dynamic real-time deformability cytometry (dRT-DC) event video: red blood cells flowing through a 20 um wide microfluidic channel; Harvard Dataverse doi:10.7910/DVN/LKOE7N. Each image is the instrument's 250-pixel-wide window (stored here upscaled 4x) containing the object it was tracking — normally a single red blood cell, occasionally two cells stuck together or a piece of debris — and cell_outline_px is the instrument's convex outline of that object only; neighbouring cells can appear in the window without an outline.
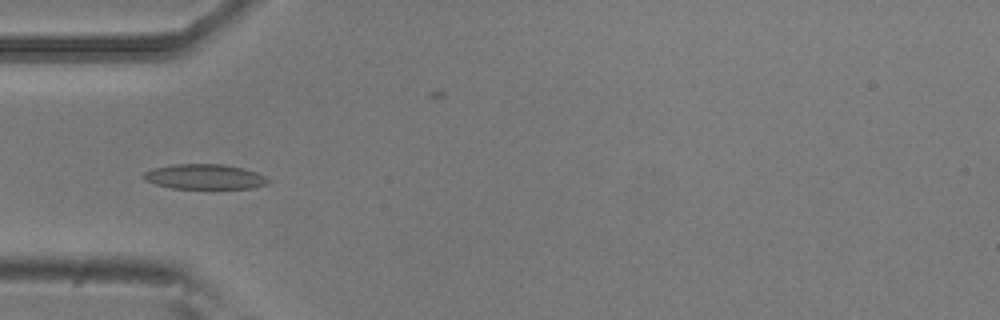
{"species": "common noctule bat (a hibernating species)", "species_latin": "Nyctalus noctula", "temperature_condition": "room temperature", "stored_images_in_passage": 55, "camera_frame_rate_fps": 3000, "um_per_image_px": 0.085, "animal": {"sex": "male", "body_mass_g": 20.5, "forearm_length_mm": 52.5}, "frame": {"image": 1, "passage_image": 17, "time_ms": 5.333, "image_size_px": [1000, 320], "cell_outline_px": [[268, 184], [252, 188], [172, 188], [156, 184], [144, 180], [144, 172], [152, 168], [176, 164], [220, 164], [244, 168], [256, 172], [264, 176], [268, 180]], "centroid_in_image_um": [17.39, 15.01], "position_along_channel_um": 67.6, "area_um2": 17.98}}
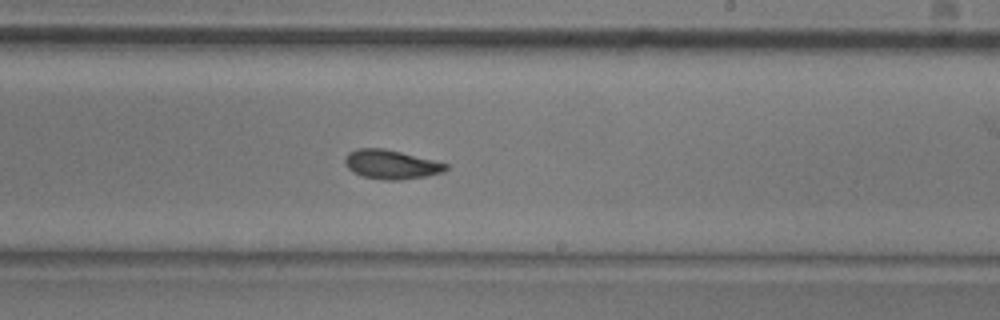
{"frame": {"image": 2, "passage_image": 32, "time_ms": 10.333, "image_size_px": [1000, 320], "cell_outline_px": [[448, 168], [444, 172], [424, 176], [400, 180], [388, 180], [364, 176], [352, 172], [344, 164], [344, 160], [348, 152], [356, 148], [384, 148], [448, 164]], "centroid_in_image_um": [33.21, 13.97], "position_along_channel_um": 255.8, "area_um2": 16.94}}
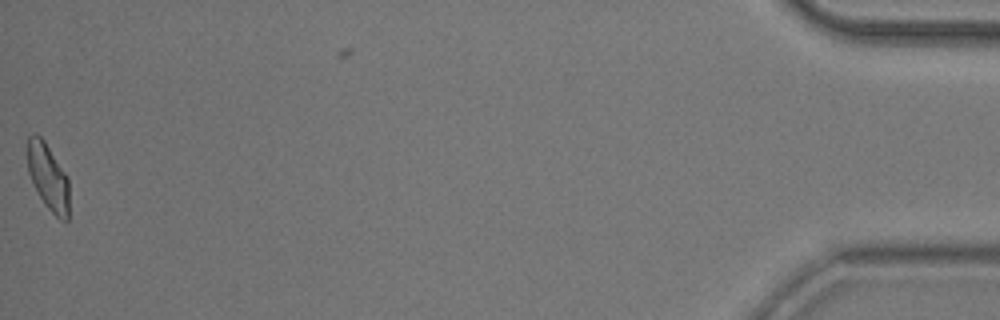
{"frame": {"image": 3, "passage_image": 54, "time_ms": 17.667, "image_size_px": [1000, 320], "cell_outline_px": [[68, 220], [60, 220], [44, 204], [28, 172], [24, 152], [28, 136], [36, 132], [44, 140], [68, 176]], "centroid_in_image_um": [4.04, 14.95], "position_along_channel_um": 431.2, "area_um2": 16.47}, "authors_computed_cell_mechanics": {"area_um2": 16.8776, "velocity_mm_per_s": 3.7456, "shape_relaxation_time_tau1_ms": 5.9651, "shape_relaxation_time_tau2_ms": 3.6835, "deformation_change_tau1": 0.143, "deformation_change_tau2": 0.0971}}